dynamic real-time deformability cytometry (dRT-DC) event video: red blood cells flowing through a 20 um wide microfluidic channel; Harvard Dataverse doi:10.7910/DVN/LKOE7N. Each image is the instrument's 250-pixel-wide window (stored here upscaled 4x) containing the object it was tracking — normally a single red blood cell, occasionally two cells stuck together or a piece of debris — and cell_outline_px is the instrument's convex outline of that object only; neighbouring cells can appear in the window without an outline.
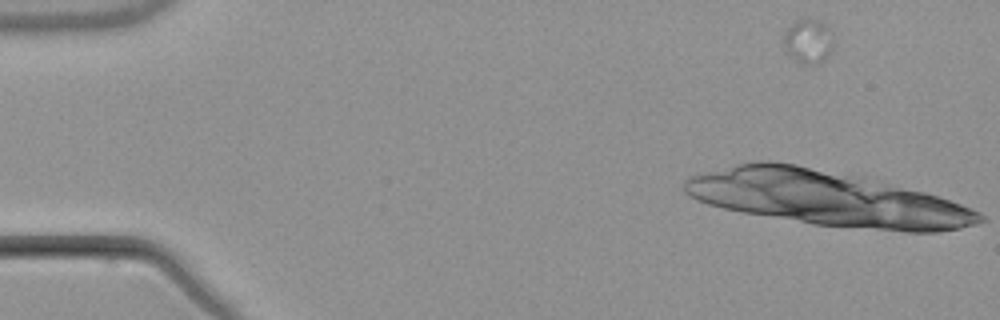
{"species": "common noctule bat (a hibernating species)", "species_latin": "Nyctalus noctula", "temperature_condition": "warm", "stored_images_in_passage": 6, "segment_of_instrument_passage": [1, 2], "camera_frame_rate_fps": 3000, "um_per_image_px": 0.085, "animal": {"sex": "male", "body_mass_g": 21.5, "forearm_length_mm": 52.0}, "frame": {"image": 1, "passage_image": 1, "time_ms": 0.0, "image_size_px": [1000, 320], "cell_outline_px": [[836, 44], [832, 52], [824, 60], [816, 64], [800, 64], [788, 52], [784, 44], [784, 32], [796, 20], [804, 16], [816, 20], [824, 24], [828, 28]], "centroid_in_image_um": [68.75, 3.49], "position_along_channel_um": 16.3, "area_um2": 13.06}}